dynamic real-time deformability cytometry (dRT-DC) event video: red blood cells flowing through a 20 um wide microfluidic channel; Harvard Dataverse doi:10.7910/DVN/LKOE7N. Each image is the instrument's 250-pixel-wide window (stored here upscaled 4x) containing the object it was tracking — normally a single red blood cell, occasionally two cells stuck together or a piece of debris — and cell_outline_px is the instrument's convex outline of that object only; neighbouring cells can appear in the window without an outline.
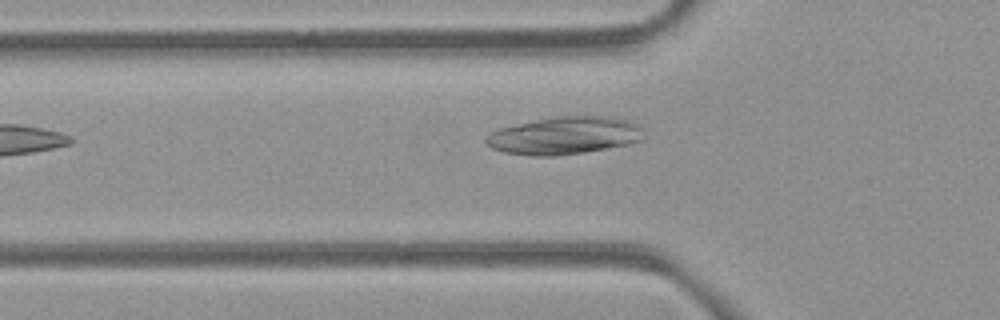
{"species": "common noctule bat (a hibernating species)", "species_latin": "Nyctalus noctula", "temperature_condition": "room temperature", "stored_images_in_passage": 3, "camera_frame_rate_fps": 3000, "um_per_image_px": 0.085, "animal": {"sex": "female", "body_mass_g": 21.9}, "frame": {"image": 1, "passage_image": 2, "time_ms": 1.333, "image_size_px": [1000, 320], "cell_outline_px": [[644, 140], [632, 144], [584, 152], [556, 156], [528, 156], [504, 152], [492, 148], [484, 144], [484, 136], [500, 128], [552, 116], [612, 116], [632, 120], [640, 124], [644, 128]], "centroid_in_image_um": [48.04, 11.52], "position_along_channel_um": 77.8, "area_um2": 35.37}}
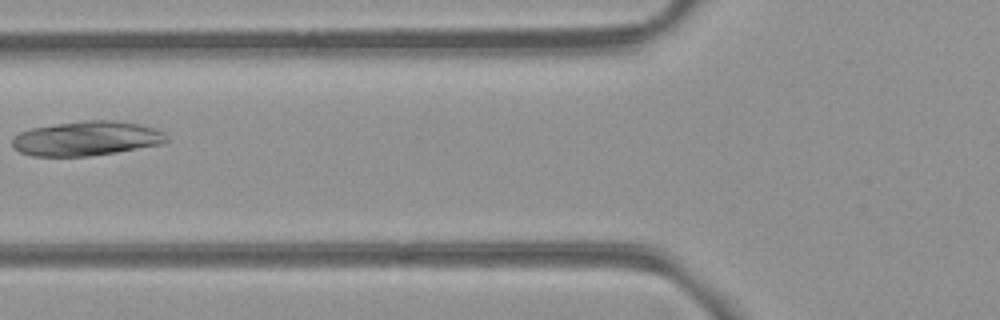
{"frame": {"image": 2, "passage_image": 3, "time_ms": 2.333, "image_size_px": [1000, 320], "cell_outline_px": [[168, 140], [160, 144], [116, 152], [88, 156], [32, 156], [20, 152], [12, 148], [12, 140], [20, 132], [32, 128], [56, 124], [84, 120], [112, 120], [140, 124], [164, 132], [168, 136]], "centroid_in_image_um": [7.34, 11.77], "position_along_channel_um": 118.5, "area_um2": 30.87}}